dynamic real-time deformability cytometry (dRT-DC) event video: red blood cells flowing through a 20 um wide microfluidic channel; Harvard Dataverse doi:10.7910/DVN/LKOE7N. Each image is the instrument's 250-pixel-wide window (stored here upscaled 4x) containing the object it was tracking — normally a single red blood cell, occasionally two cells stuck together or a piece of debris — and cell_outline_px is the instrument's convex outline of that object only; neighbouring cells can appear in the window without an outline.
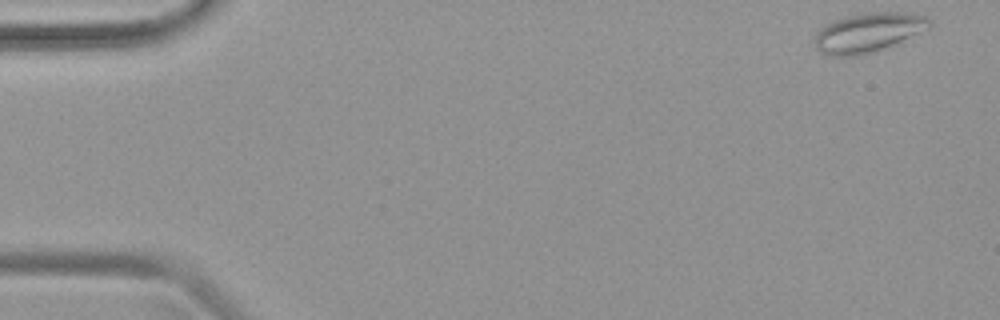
{"species": "common noctule bat (a hibernating species)", "species_latin": "Nyctalus noctula", "temperature_condition": "warm", "stored_images_in_passage": 46, "camera_frame_rate_fps": 3000, "um_per_image_px": 0.085, "animal": {"sex": "female", "body_mass_g": 19.9}, "frame": {"image": 1, "passage_image": 1, "time_ms": 0.0, "image_size_px": [1000, 320], "cell_outline_px": [[932, 24], [928, 28], [876, 52], [856, 56], [828, 56], [820, 52], [816, 48], [816, 32], [824, 24], [832, 20], [864, 12], [904, 12], [928, 16], [932, 20]], "centroid_in_image_um": [73.78, 2.76], "position_along_channel_um": 11.2, "area_um2": 26.47}}
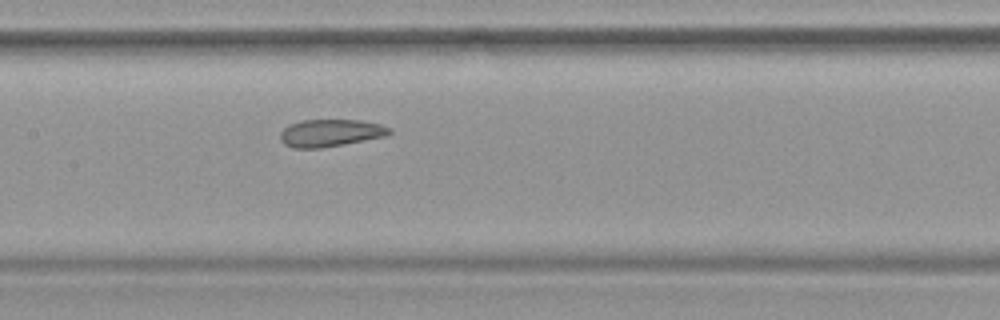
{"frame": {"image": 2, "passage_image": 22, "time_ms": 7.0, "image_size_px": [1000, 320], "cell_outline_px": [[392, 132], [384, 136], [344, 144], [320, 148], [292, 148], [284, 144], [280, 140], [280, 132], [288, 124], [300, 120], [360, 120], [380, 124], [392, 128]], "centroid_in_image_um": [28.05, 11.29], "position_along_channel_um": 179.4, "area_um2": 17.46}}
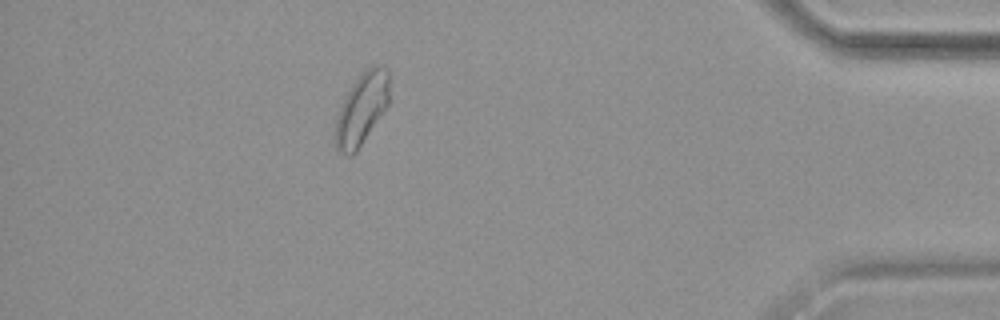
{"frame": {"image": 3, "passage_image": 41, "time_ms": 13.333, "image_size_px": [1000, 320], "cell_outline_px": [[388, 104], [356, 152], [352, 156], [344, 156], [336, 148], [332, 140], [336, 116], [352, 84], [360, 72], [372, 64], [384, 64], [388, 68]], "centroid_in_image_um": [30.7, 9.25], "position_along_channel_um": 404.5, "area_um2": 22.89}}